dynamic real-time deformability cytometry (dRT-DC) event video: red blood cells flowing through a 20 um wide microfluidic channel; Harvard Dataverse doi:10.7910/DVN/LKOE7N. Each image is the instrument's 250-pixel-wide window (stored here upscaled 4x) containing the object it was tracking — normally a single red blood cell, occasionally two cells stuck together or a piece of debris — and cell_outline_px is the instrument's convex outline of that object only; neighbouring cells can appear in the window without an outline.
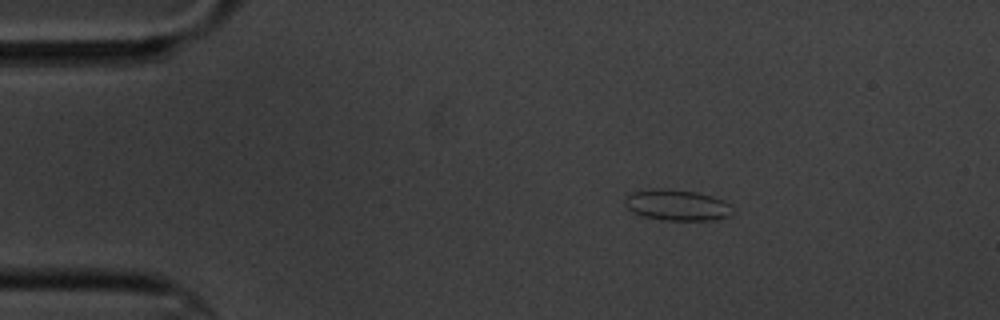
{"species": "common noctule bat (a hibernating species)", "species_latin": "Nyctalus noctula", "temperature_condition": "cold", "stored_images_in_passage": 3, "camera_frame_rate_fps": 3000, "um_per_image_px": 0.085, "animal": {"sex": "male", "body_mass_g": 20.1, "forearm_length_mm": 53.5}, "frame": {"image": 1, "passage_image": 1, "time_ms": 0.0, "image_size_px": [1000, 320], "cell_outline_px": [[736, 212], [732, 216], [716, 220], [664, 220], [644, 216], [632, 212], [624, 204], [624, 200], [632, 192], [660, 188], [696, 192], [712, 196], [724, 200], [736, 208]], "centroid_in_image_um": [57.65, 17.45], "position_along_channel_um": 27.4, "area_um2": 19.65}}